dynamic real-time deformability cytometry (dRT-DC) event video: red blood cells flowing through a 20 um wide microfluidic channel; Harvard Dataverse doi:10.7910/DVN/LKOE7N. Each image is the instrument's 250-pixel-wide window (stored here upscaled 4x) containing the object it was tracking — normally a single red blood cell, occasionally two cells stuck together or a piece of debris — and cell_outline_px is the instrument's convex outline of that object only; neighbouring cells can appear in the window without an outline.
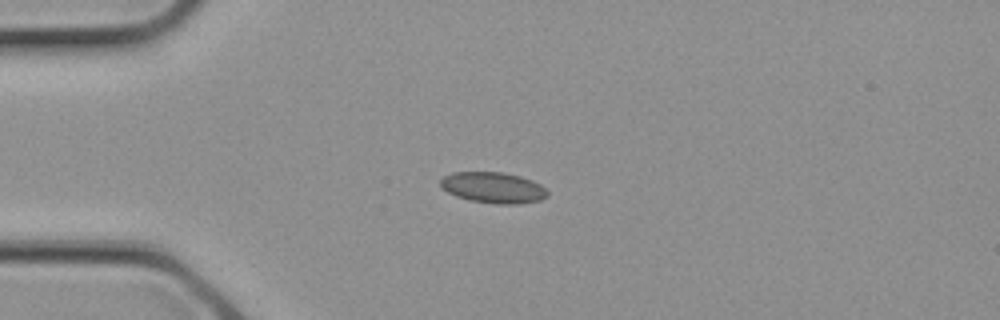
{"species": "common noctule bat (a hibernating species)", "species_latin": "Nyctalus noctula", "temperature_condition": "cold", "stored_images_in_passage": 1, "camera_frame_rate_fps": 3000, "um_per_image_px": 0.085, "animal": {"sex": "female", "body_mass_g": 21.9}, "frame": {"image": 1, "passage_image": 1, "time_ms": 0.0, "image_size_px": [1000, 320], "cell_outline_px": [[548, 196], [540, 200], [516, 204], [496, 204], [472, 200], [456, 196], [440, 188], [440, 180], [444, 176], [452, 172], [500, 172], [520, 176], [532, 180], [540, 184], [548, 192]], "centroid_in_image_um": [41.91, 15.94], "position_along_channel_um": 43.1, "area_um2": 19.25}}